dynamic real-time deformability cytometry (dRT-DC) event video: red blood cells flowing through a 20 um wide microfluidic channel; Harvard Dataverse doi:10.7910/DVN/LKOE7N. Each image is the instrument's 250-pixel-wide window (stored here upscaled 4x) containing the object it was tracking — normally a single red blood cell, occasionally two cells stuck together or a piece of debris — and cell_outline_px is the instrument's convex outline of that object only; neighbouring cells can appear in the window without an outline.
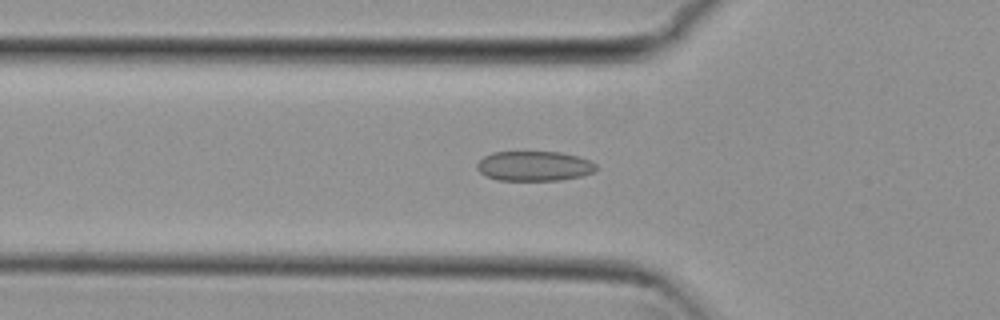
{"species": "common noctule bat (a hibernating species)", "species_latin": "Nyctalus noctula", "temperature_condition": "cold", "stored_images_in_passage": 39, "camera_frame_rate_fps": 3000, "um_per_image_px": 0.085, "animal": {"sex": "female", "body_mass_g": 29.2, "forearm_length_mm": 56.3}, "frame": {"image": 1, "passage_image": 4, "time_ms": 1.0, "image_size_px": [1000, 320], "cell_outline_px": [[596, 172], [580, 176], [560, 180], [496, 180], [484, 176], [476, 168], [476, 164], [484, 156], [492, 152], [560, 152], [576, 156], [588, 160], [596, 164]], "centroid_in_image_um": [45.37, 14.12], "position_along_channel_um": 80.4, "area_um2": 20.75}}
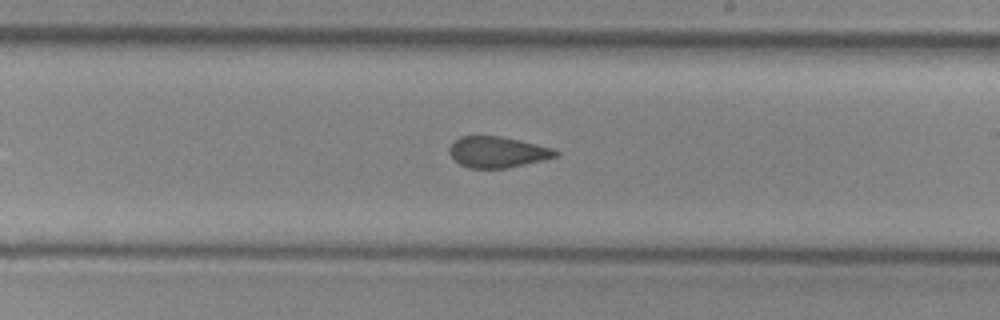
{"frame": {"image": 2, "passage_image": 17, "time_ms": 5.333, "image_size_px": [1000, 320], "cell_outline_px": [[560, 156], [544, 160], [508, 168], [468, 168], [460, 164], [448, 152], [448, 148], [460, 136], [500, 136], [552, 148], [560, 152]], "centroid_in_image_um": [42.31, 12.93], "position_along_channel_um": 246.7, "area_um2": 19.13}}
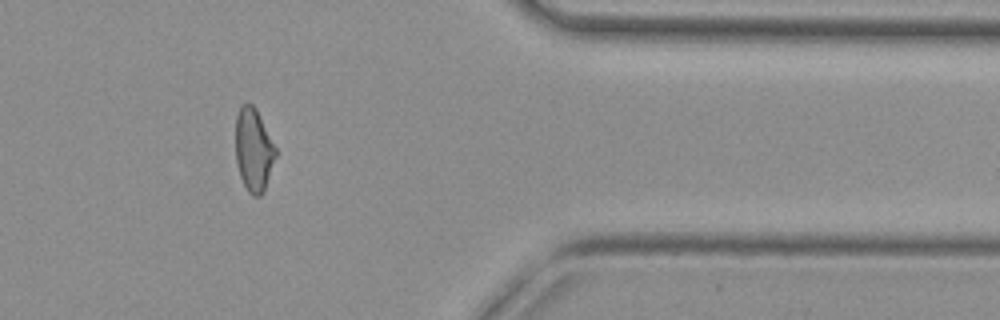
{"frame": {"image": 3, "passage_image": 30, "time_ms": 9.667, "image_size_px": [1000, 320], "cell_outline_px": [[276, 156], [264, 192], [260, 196], [252, 196], [248, 192], [240, 176], [236, 164], [236, 116], [240, 104], [248, 100], [256, 108], [276, 148]], "centroid_in_image_um": [21.54, 12.71], "position_along_channel_um": 389.9, "area_um2": 19.59}, "authors_computed_cell_mechanics": {"area_um2": 20.0566, "velocity_mm_per_s": 3.8235, "shape_relaxation_time_tau1_ms": null, "shape_relaxation_time_tau2_ms": 1.8877, "deformation_change_tau1": null, "deformation_change_tau2": 0.0768}}